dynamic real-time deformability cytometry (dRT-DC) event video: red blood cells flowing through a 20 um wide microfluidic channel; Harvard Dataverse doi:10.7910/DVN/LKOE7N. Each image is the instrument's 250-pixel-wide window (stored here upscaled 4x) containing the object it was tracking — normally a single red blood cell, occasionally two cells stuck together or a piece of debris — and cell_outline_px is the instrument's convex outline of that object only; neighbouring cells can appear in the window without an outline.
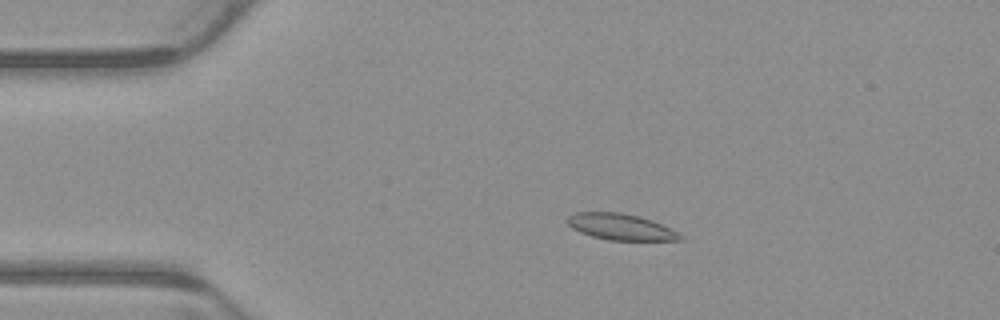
{"species": "common noctule bat (a hibernating species)", "species_latin": "Nyctalus noctula", "temperature_condition": "warm", "stored_images_in_passage": 5, "camera_frame_rate_fps": 3000, "um_per_image_px": 0.085, "animal": {"sex": "male", "body_mass_g": 23.1, "forearm_length_mm": 52.7}, "frame": {"image": 1, "passage_image": 4, "time_ms": 1.0, "image_size_px": [1000, 320], "cell_outline_px": [[684, 240], [608, 240], [592, 236], [580, 232], [572, 228], [568, 224], [568, 216], [576, 212], [620, 212], [640, 216], [652, 220], [684, 236]], "centroid_in_image_um": [52.75, 19.28], "position_along_channel_um": 32.2, "area_um2": 17.11}}